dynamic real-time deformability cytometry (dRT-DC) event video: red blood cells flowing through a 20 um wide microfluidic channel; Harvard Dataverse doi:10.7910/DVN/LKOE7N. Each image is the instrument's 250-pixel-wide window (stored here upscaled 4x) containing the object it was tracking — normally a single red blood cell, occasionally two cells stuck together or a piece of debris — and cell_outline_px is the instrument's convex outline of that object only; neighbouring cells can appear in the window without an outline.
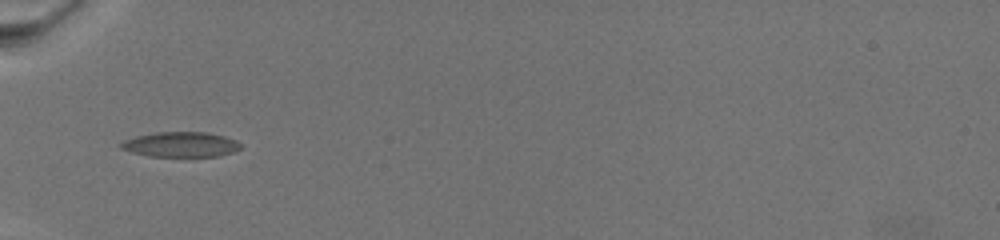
{"species": "common noctule bat (a hibernating species)", "species_latin": "Nyctalus noctula", "temperature_condition": "warm", "stored_images_in_passage": 14, "camera_frame_rate_fps": 3000, "um_per_image_px": 0.085, "animal": {"sex": "female", "body_mass_g": 19.5, "forearm_length_mm": 54.1}, "frame": {"image": 1, "passage_image": 1, "time_ms": 0.0, "image_size_px": [1000, 240], "cell_outline_px": [[240, 148], [232, 152], [220, 156], [148, 156], [132, 152], [120, 148], [116, 144], [124, 140], [136, 136], [156, 132], [208, 132], [224, 136], [236, 140], [240, 144]], "centroid_in_image_um": [15.33, 12.27], "position_along_channel_um": 69.7, "area_um2": 17.51}}
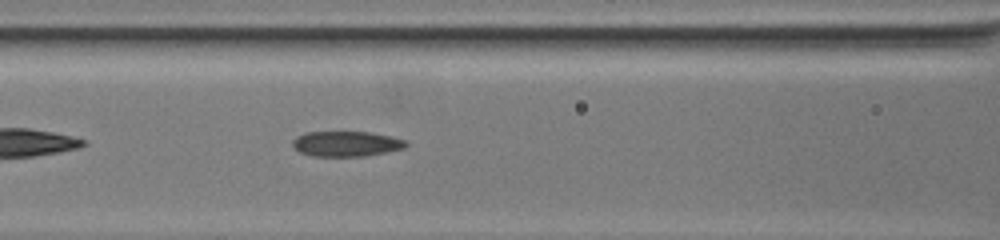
{"frame": {"image": 2, "passage_image": 5, "time_ms": 2.333, "image_size_px": [1000, 240], "cell_outline_px": [[408, 144], [404, 148], [388, 152], [364, 156], [312, 156], [300, 152], [292, 144], [292, 140], [296, 136], [304, 132], [372, 132], [392, 136], [408, 140]], "centroid_in_image_um": [29.47, 12.21], "position_along_channel_um": 137.1, "area_um2": 16.88}}
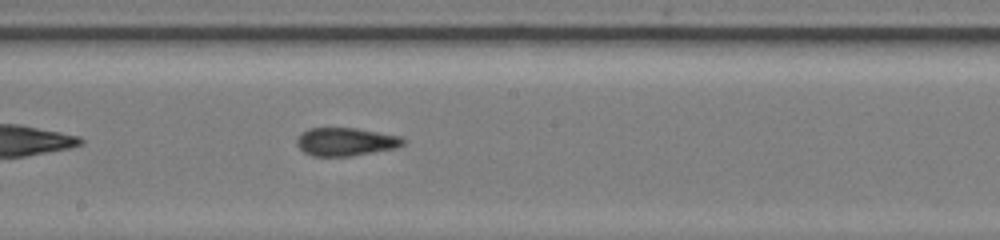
{"frame": {"image": 3, "passage_image": 12, "time_ms": 5.0, "image_size_px": [1000, 240], "cell_outline_px": [[408, 140], [404, 144], [396, 148], [352, 156], [312, 156], [304, 152], [296, 144], [296, 136], [308, 128], [356, 128], [400, 136]], "centroid_in_image_um": [29.38, 12.05], "position_along_channel_um": 218.8, "area_um2": 17.63}}